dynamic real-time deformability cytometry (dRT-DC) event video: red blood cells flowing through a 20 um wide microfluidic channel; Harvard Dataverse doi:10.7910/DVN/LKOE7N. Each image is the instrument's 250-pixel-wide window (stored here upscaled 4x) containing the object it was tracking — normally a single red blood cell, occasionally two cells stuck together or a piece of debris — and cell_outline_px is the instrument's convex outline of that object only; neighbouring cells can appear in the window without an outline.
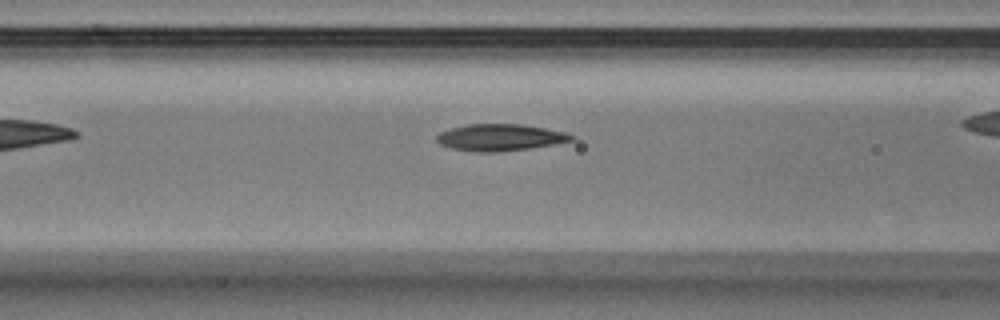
{"species": "Egyptian fruit bat (a non-hibernating species)", "species_latin": "Rousettus aegyptiacus", "temperature_condition": "warm", "stored_images_in_passage": 20, "camera_frame_rate_fps": 3000, "um_per_image_px": 0.085, "animal": {"sex": "male"}, "frame": {"image": 1, "passage_image": 4, "time_ms": 1.0, "image_size_px": [1000, 320], "cell_outline_px": [[576, 136], [572, 140], [552, 144], [528, 148], [496, 152], [476, 152], [452, 148], [440, 144], [436, 140], [436, 136], [440, 132], [452, 128], [468, 124], [520, 124], [544, 128], [564, 132]], "centroid_in_image_um": [42.47, 11.68], "position_along_channel_um": 124.1, "area_um2": 20.69}}
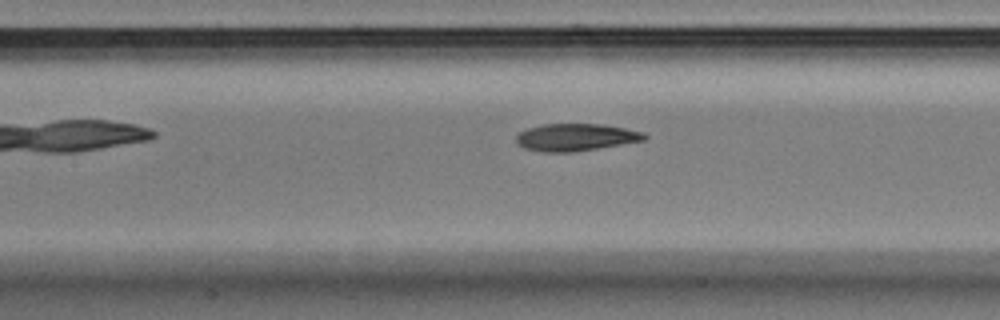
{"frame": {"image": 2, "passage_image": 6, "time_ms": 1.667, "image_size_px": [1000, 320], "cell_outline_px": [[648, 136], [644, 140], [572, 152], [540, 152], [524, 148], [516, 140], [516, 136], [520, 132], [528, 128], [544, 124], [604, 124], [644, 132]], "centroid_in_image_um": [48.93, 11.66], "position_along_channel_um": 158.5, "area_um2": 20.17}}
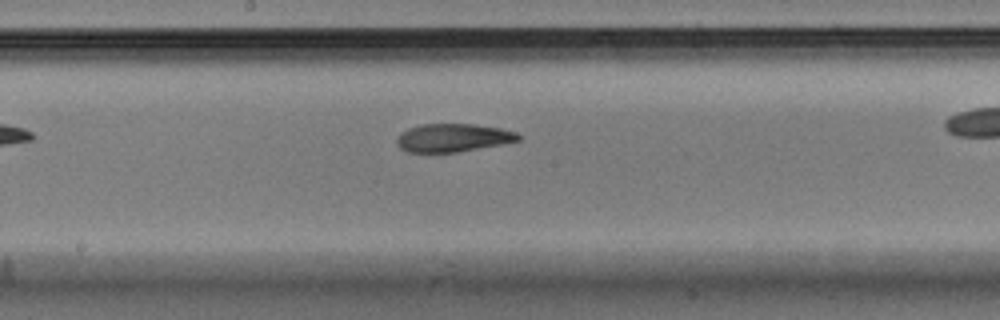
{"frame": {"image": 3, "passage_image": 9, "time_ms": 2.667, "image_size_px": [1000, 320], "cell_outline_px": [[524, 136], [520, 140], [500, 144], [456, 152], [408, 152], [400, 148], [396, 144], [396, 140], [400, 132], [408, 128], [420, 124], [472, 124], [500, 128], [516, 132]], "centroid_in_image_um": [38.48, 11.7], "position_along_channel_um": 209.7, "area_um2": 19.94}}